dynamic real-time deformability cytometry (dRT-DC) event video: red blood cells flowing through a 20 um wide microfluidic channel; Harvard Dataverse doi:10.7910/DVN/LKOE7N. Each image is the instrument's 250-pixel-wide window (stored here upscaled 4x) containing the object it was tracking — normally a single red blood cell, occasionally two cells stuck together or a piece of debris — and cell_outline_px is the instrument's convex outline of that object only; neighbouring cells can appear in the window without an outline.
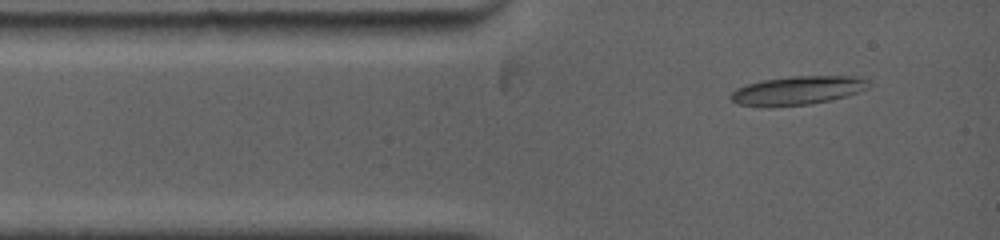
{"species": "common noctule bat (a hibernating species)", "species_latin": "Nyctalus noctula", "temperature_condition": "warm", "stored_images_in_passage": 11, "camera_frame_rate_fps": 5000, "um_per_image_px": 0.085, "animal": {"sex": "female", "body_mass_g": 19.0, "forearm_length_mm": 53.3}, "frame": {"image": 1, "passage_image": 3, "time_ms": 0.8, "image_size_px": [1000, 240], "cell_outline_px": [[872, 84], [868, 88], [848, 96], [808, 104], [768, 108], [740, 104], [732, 100], [728, 96], [736, 88], [748, 84], [764, 80], [792, 76], [856, 76], [872, 80]], "centroid_in_image_um": [67.83, 7.69], "position_along_channel_um": 17.2, "area_um2": 23.29}}
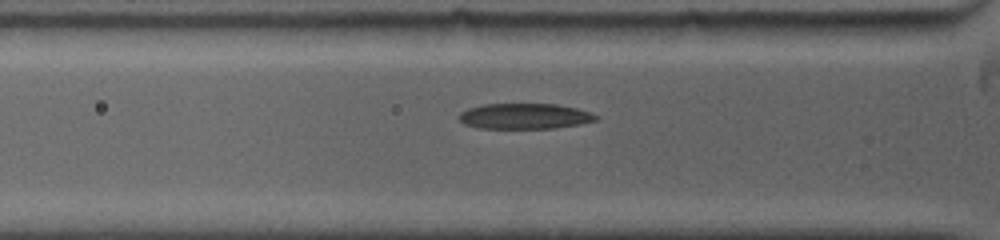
{"frame": {"image": 2, "passage_image": 8, "time_ms": 3.0, "image_size_px": [1000, 240], "cell_outline_px": [[600, 116], [596, 120], [580, 124], [556, 128], [476, 128], [464, 124], [456, 116], [460, 112], [468, 108], [484, 104], [556, 104], [576, 108], [592, 112]], "centroid_in_image_um": [44.59, 9.87], "position_along_channel_um": 81.2, "area_um2": 20.58}}
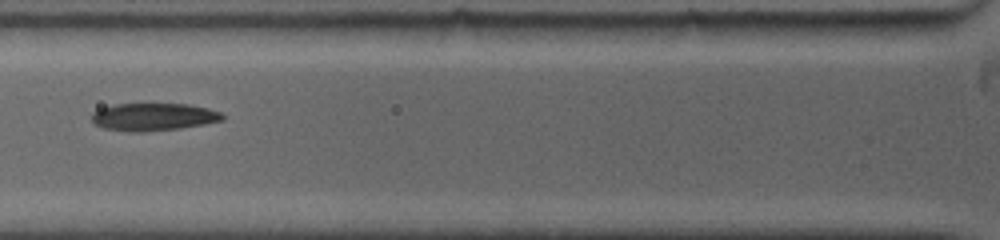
{"frame": {"image": 3, "passage_image": 10, "time_ms": 3.8, "image_size_px": [1000, 240], "cell_outline_px": [[224, 120], [204, 124], [180, 128], [140, 132], [132, 132], [104, 128], [92, 124], [92, 112], [100, 108], [112, 104], [188, 104], [208, 108], [220, 112], [224, 116]], "centroid_in_image_um": [13.01, 9.93], "position_along_channel_um": 112.8, "area_um2": 21.1}}